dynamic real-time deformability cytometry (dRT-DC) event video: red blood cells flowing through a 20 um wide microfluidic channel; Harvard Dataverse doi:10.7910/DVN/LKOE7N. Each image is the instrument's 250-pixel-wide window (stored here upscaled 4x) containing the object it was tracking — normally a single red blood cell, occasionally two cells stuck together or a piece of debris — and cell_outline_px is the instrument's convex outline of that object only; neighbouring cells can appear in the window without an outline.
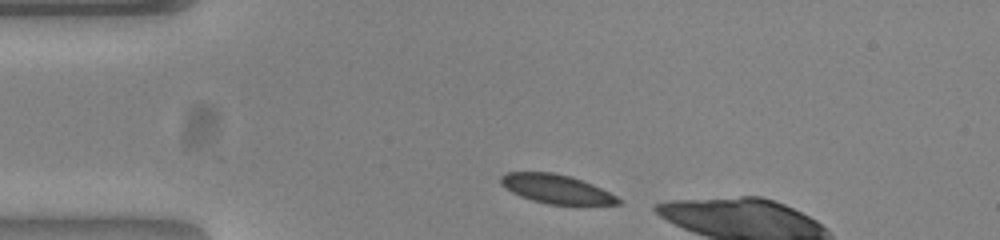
{"species": "common noctule bat (a hibernating species)", "species_latin": "Nyctalus noctula", "temperature_condition": "warm", "stored_images_in_passage": 4, "camera_frame_rate_fps": 3000, "um_per_image_px": 0.085, "animal": {"sex": "female", "body_mass_g": 23.0, "forearm_length_mm": 53.4}, "frame": {"image": 1, "passage_image": 1, "time_ms": 0.0, "image_size_px": [1000, 240], "cell_outline_px": [[624, 200], [620, 204], [548, 204], [532, 200], [520, 196], [512, 192], [500, 184], [500, 176], [508, 172], [552, 172], [572, 176], [592, 184]], "centroid_in_image_um": [47.27, 16.05], "position_along_channel_um": 37.7, "area_um2": 19.71}}